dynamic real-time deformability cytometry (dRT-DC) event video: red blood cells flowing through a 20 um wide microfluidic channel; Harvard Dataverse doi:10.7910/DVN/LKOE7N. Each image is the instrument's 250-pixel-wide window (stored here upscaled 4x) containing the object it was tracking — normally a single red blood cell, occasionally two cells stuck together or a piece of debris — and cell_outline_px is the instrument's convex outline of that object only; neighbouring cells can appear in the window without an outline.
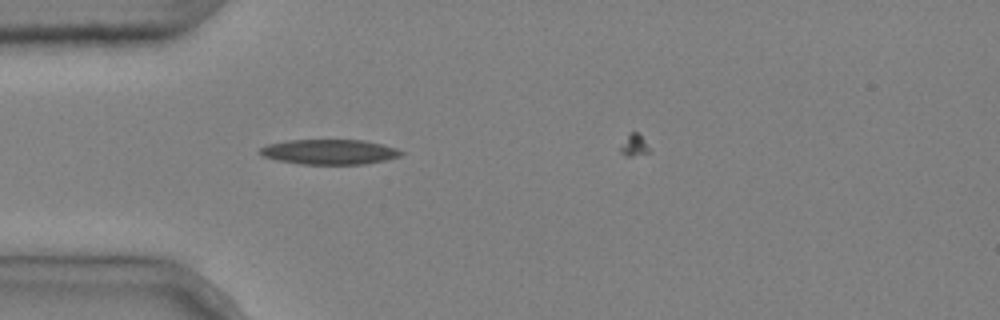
{"species": "common noctule bat (a hibernating species)", "species_latin": "Nyctalus noctula", "temperature_condition": "cold", "stored_images_in_passage": 1, "camera_frame_rate_fps": 3000, "um_per_image_px": 0.085, "animal": {"sex": "male", "body_mass_g": 20.4}, "frame": {"image": 1, "passage_image": 1, "time_ms": 0.0, "image_size_px": [1000, 320], "cell_outline_px": [[404, 152], [400, 156], [384, 160], [364, 164], [300, 164], [276, 160], [264, 156], [260, 152], [260, 148], [268, 144], [288, 140], [364, 140], [396, 148]], "centroid_in_image_um": [27.99, 12.91], "position_along_channel_um": 57.0, "area_um2": 20.4}}